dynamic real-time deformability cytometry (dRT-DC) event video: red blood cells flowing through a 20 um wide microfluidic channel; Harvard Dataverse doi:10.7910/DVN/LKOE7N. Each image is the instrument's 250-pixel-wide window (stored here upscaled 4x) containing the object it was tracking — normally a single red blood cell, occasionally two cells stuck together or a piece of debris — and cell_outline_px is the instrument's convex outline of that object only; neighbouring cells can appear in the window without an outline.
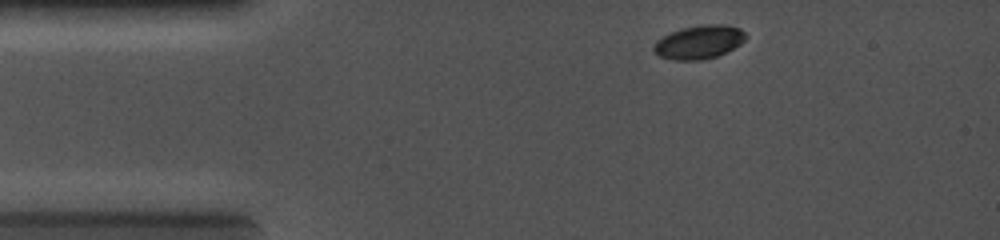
{"species": "common noctule bat (a hibernating species)", "species_latin": "Nyctalus noctula", "temperature_condition": "cold", "stored_images_in_passage": 32, "camera_frame_rate_fps": 5000, "um_per_image_px": 0.085, "animal": {"sex": "female", "body_mass_g": 19.0, "forearm_length_mm": 56.7}, "frame": {"image": 1, "passage_image": 1, "time_ms": 0.0, "image_size_px": [1000, 240], "cell_outline_px": [[748, 36], [740, 44], [716, 56], [700, 60], [672, 60], [660, 56], [652, 48], [656, 40], [672, 32], [684, 28], [704, 24], [724, 24], [740, 28]], "centroid_in_image_um": [59.42, 3.57], "position_along_channel_um": 25.6, "area_um2": 17.74}}
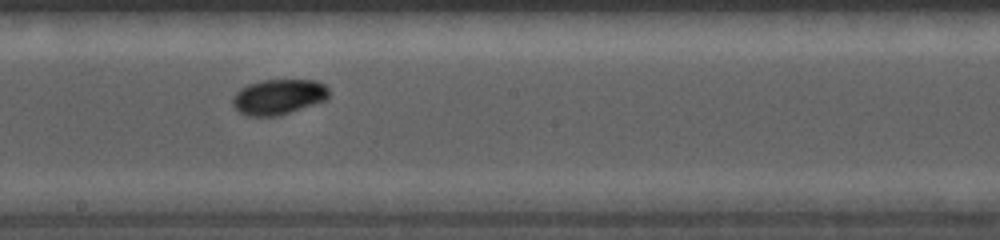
{"frame": {"image": 2, "passage_image": 16, "time_ms": 5.4, "image_size_px": [1000, 240], "cell_outline_px": [[328, 100], [276, 116], [248, 116], [240, 112], [232, 104], [232, 96], [240, 88], [248, 84], [264, 80], [316, 80], [324, 84], [328, 88]], "centroid_in_image_um": [23.67, 8.22], "position_along_channel_um": 224.5, "area_um2": 19.83}}
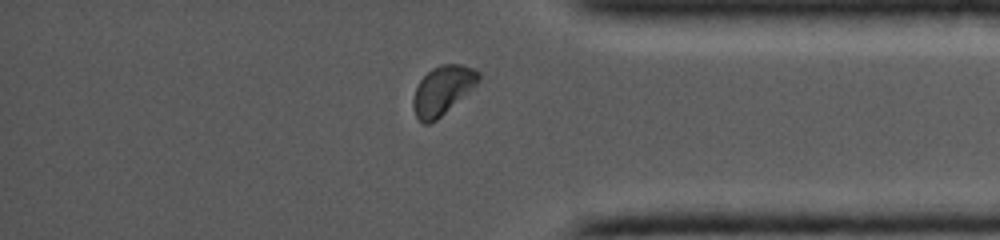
{"frame": {"image": 3, "passage_image": 27, "time_ms": 9.2, "image_size_px": [1000, 240], "cell_outline_px": [[480, 80], [476, 84], [436, 120], [428, 124], [424, 124], [416, 116], [412, 104], [412, 100], [416, 88], [420, 80], [432, 68], [440, 64], [460, 64], [472, 68], [480, 72]], "centroid_in_image_um": [37.6, 7.65], "position_along_channel_um": 397.6, "area_um2": 18.21}}